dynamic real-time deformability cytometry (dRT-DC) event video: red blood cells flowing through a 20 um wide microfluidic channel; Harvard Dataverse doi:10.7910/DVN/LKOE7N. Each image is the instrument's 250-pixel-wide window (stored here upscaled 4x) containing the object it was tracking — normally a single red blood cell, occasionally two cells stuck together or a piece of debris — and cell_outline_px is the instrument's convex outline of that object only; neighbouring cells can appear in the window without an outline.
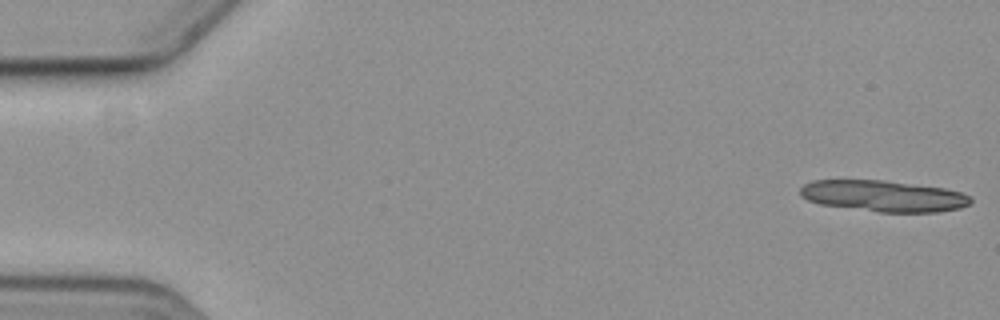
{"species": "common noctule bat (a hibernating species)", "species_latin": "Nyctalus noctula", "temperature_condition": "cold", "stored_images_in_passage": 6, "camera_frame_rate_fps": 3000, "um_per_image_px": 0.085, "animal": {"sex": "female", "body_mass_g": 19.3, "forearm_length_mm": 54.1}, "frame": {"image": 1, "passage_image": 1, "time_ms": 0.0, "image_size_px": [1000, 320], "cell_outline_px": [[972, 200], [968, 204], [960, 208], [936, 212], [880, 212], [820, 204], [808, 200], [800, 196], [800, 188], [804, 184], [812, 180], [884, 180], [944, 188], [960, 192], [972, 196]], "centroid_in_image_um": [75.09, 16.65], "position_along_channel_um": 9.9, "area_um2": 30.98}}
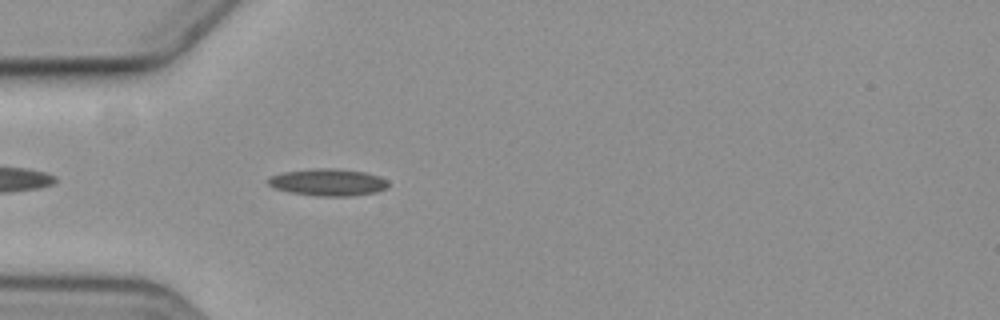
{"frame": {"image": 2, "passage_image": 6, "time_ms": 5.667, "image_size_px": [1000, 320], "cell_outline_px": [[388, 188], [376, 192], [352, 196], [316, 196], [288, 192], [272, 188], [268, 184], [268, 176], [284, 172], [316, 168], [336, 168], [364, 172], [380, 176], [388, 180]], "centroid_in_image_um": [27.87, 15.5], "position_along_channel_um": 57.1, "area_um2": 19.19}}